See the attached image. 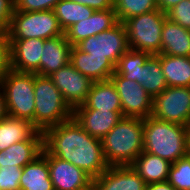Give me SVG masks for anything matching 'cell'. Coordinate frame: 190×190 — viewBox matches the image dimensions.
Wrapping results in <instances>:
<instances>
[{"label":"cell","mask_w":190,"mask_h":190,"mask_svg":"<svg viewBox=\"0 0 190 190\" xmlns=\"http://www.w3.org/2000/svg\"><path fill=\"white\" fill-rule=\"evenodd\" d=\"M43 147L53 156L84 170L93 179L110 166L105 160L102 140L90 136L74 117L47 128Z\"/></svg>","instance_id":"1"},{"label":"cell","mask_w":190,"mask_h":190,"mask_svg":"<svg viewBox=\"0 0 190 190\" xmlns=\"http://www.w3.org/2000/svg\"><path fill=\"white\" fill-rule=\"evenodd\" d=\"M189 131L188 126L149 116L143 119L144 152L174 163L188 154Z\"/></svg>","instance_id":"2"},{"label":"cell","mask_w":190,"mask_h":190,"mask_svg":"<svg viewBox=\"0 0 190 190\" xmlns=\"http://www.w3.org/2000/svg\"><path fill=\"white\" fill-rule=\"evenodd\" d=\"M109 166H131L144 151L143 119L123 117L102 139Z\"/></svg>","instance_id":"3"},{"label":"cell","mask_w":190,"mask_h":190,"mask_svg":"<svg viewBox=\"0 0 190 190\" xmlns=\"http://www.w3.org/2000/svg\"><path fill=\"white\" fill-rule=\"evenodd\" d=\"M34 95V127L38 131L44 132L73 117V110L49 76L35 74Z\"/></svg>","instance_id":"4"},{"label":"cell","mask_w":190,"mask_h":190,"mask_svg":"<svg viewBox=\"0 0 190 190\" xmlns=\"http://www.w3.org/2000/svg\"><path fill=\"white\" fill-rule=\"evenodd\" d=\"M35 73L10 69L1 82L4 91L7 115L28 120L34 126Z\"/></svg>","instance_id":"5"},{"label":"cell","mask_w":190,"mask_h":190,"mask_svg":"<svg viewBox=\"0 0 190 190\" xmlns=\"http://www.w3.org/2000/svg\"><path fill=\"white\" fill-rule=\"evenodd\" d=\"M166 13L160 9L144 13L123 22L129 49L158 55L161 51V33Z\"/></svg>","instance_id":"6"},{"label":"cell","mask_w":190,"mask_h":190,"mask_svg":"<svg viewBox=\"0 0 190 190\" xmlns=\"http://www.w3.org/2000/svg\"><path fill=\"white\" fill-rule=\"evenodd\" d=\"M9 39H50L64 35L53 10L22 12L14 10L7 32Z\"/></svg>","instance_id":"7"},{"label":"cell","mask_w":190,"mask_h":190,"mask_svg":"<svg viewBox=\"0 0 190 190\" xmlns=\"http://www.w3.org/2000/svg\"><path fill=\"white\" fill-rule=\"evenodd\" d=\"M76 47L88 53L89 57L110 60L116 65L120 57L129 50L125 25L118 22L111 29L82 40Z\"/></svg>","instance_id":"8"},{"label":"cell","mask_w":190,"mask_h":190,"mask_svg":"<svg viewBox=\"0 0 190 190\" xmlns=\"http://www.w3.org/2000/svg\"><path fill=\"white\" fill-rule=\"evenodd\" d=\"M151 116L190 127V87L168 86L153 98Z\"/></svg>","instance_id":"9"},{"label":"cell","mask_w":190,"mask_h":190,"mask_svg":"<svg viewBox=\"0 0 190 190\" xmlns=\"http://www.w3.org/2000/svg\"><path fill=\"white\" fill-rule=\"evenodd\" d=\"M110 80L119 94L123 117L145 119L151 116L153 99L140 83L119 74H113Z\"/></svg>","instance_id":"10"},{"label":"cell","mask_w":190,"mask_h":190,"mask_svg":"<svg viewBox=\"0 0 190 190\" xmlns=\"http://www.w3.org/2000/svg\"><path fill=\"white\" fill-rule=\"evenodd\" d=\"M72 110L85 103L93 81L70 63L49 76Z\"/></svg>","instance_id":"11"},{"label":"cell","mask_w":190,"mask_h":190,"mask_svg":"<svg viewBox=\"0 0 190 190\" xmlns=\"http://www.w3.org/2000/svg\"><path fill=\"white\" fill-rule=\"evenodd\" d=\"M48 165L54 190H92L94 179L72 163L48 152Z\"/></svg>","instance_id":"12"},{"label":"cell","mask_w":190,"mask_h":190,"mask_svg":"<svg viewBox=\"0 0 190 190\" xmlns=\"http://www.w3.org/2000/svg\"><path fill=\"white\" fill-rule=\"evenodd\" d=\"M9 41L11 69L38 74L45 39H9Z\"/></svg>","instance_id":"13"},{"label":"cell","mask_w":190,"mask_h":190,"mask_svg":"<svg viewBox=\"0 0 190 190\" xmlns=\"http://www.w3.org/2000/svg\"><path fill=\"white\" fill-rule=\"evenodd\" d=\"M117 23L118 19L113 9L97 10L89 18L73 24L64 34L71 46H76L82 40L109 30Z\"/></svg>","instance_id":"14"},{"label":"cell","mask_w":190,"mask_h":190,"mask_svg":"<svg viewBox=\"0 0 190 190\" xmlns=\"http://www.w3.org/2000/svg\"><path fill=\"white\" fill-rule=\"evenodd\" d=\"M146 187L132 166H110L93 180L92 190H146Z\"/></svg>","instance_id":"15"},{"label":"cell","mask_w":190,"mask_h":190,"mask_svg":"<svg viewBox=\"0 0 190 190\" xmlns=\"http://www.w3.org/2000/svg\"><path fill=\"white\" fill-rule=\"evenodd\" d=\"M73 117L92 137L102 140L123 118L122 111L74 109Z\"/></svg>","instance_id":"16"},{"label":"cell","mask_w":190,"mask_h":190,"mask_svg":"<svg viewBox=\"0 0 190 190\" xmlns=\"http://www.w3.org/2000/svg\"><path fill=\"white\" fill-rule=\"evenodd\" d=\"M71 44L65 34L54 38L45 39L40 60L41 76H50L60 68L70 63Z\"/></svg>","instance_id":"17"},{"label":"cell","mask_w":190,"mask_h":190,"mask_svg":"<svg viewBox=\"0 0 190 190\" xmlns=\"http://www.w3.org/2000/svg\"><path fill=\"white\" fill-rule=\"evenodd\" d=\"M43 150V132L36 131L27 141L14 143L0 151V166H20L32 162Z\"/></svg>","instance_id":"18"},{"label":"cell","mask_w":190,"mask_h":190,"mask_svg":"<svg viewBox=\"0 0 190 190\" xmlns=\"http://www.w3.org/2000/svg\"><path fill=\"white\" fill-rule=\"evenodd\" d=\"M70 64L93 82L110 80L115 72V64L112 61L89 57L88 53L76 46L71 48Z\"/></svg>","instance_id":"19"},{"label":"cell","mask_w":190,"mask_h":190,"mask_svg":"<svg viewBox=\"0 0 190 190\" xmlns=\"http://www.w3.org/2000/svg\"><path fill=\"white\" fill-rule=\"evenodd\" d=\"M20 190H54L49 176L48 151L42 153L22 168Z\"/></svg>","instance_id":"20"},{"label":"cell","mask_w":190,"mask_h":190,"mask_svg":"<svg viewBox=\"0 0 190 190\" xmlns=\"http://www.w3.org/2000/svg\"><path fill=\"white\" fill-rule=\"evenodd\" d=\"M75 109L122 111L119 94L111 80L93 82L85 103Z\"/></svg>","instance_id":"21"},{"label":"cell","mask_w":190,"mask_h":190,"mask_svg":"<svg viewBox=\"0 0 190 190\" xmlns=\"http://www.w3.org/2000/svg\"><path fill=\"white\" fill-rule=\"evenodd\" d=\"M160 53L190 57V30L166 18L161 33Z\"/></svg>","instance_id":"22"},{"label":"cell","mask_w":190,"mask_h":190,"mask_svg":"<svg viewBox=\"0 0 190 190\" xmlns=\"http://www.w3.org/2000/svg\"><path fill=\"white\" fill-rule=\"evenodd\" d=\"M171 164L159 156L143 151L131 166L148 185L166 182Z\"/></svg>","instance_id":"23"},{"label":"cell","mask_w":190,"mask_h":190,"mask_svg":"<svg viewBox=\"0 0 190 190\" xmlns=\"http://www.w3.org/2000/svg\"><path fill=\"white\" fill-rule=\"evenodd\" d=\"M168 86L190 87V57L158 54Z\"/></svg>","instance_id":"24"},{"label":"cell","mask_w":190,"mask_h":190,"mask_svg":"<svg viewBox=\"0 0 190 190\" xmlns=\"http://www.w3.org/2000/svg\"><path fill=\"white\" fill-rule=\"evenodd\" d=\"M36 131L30 121L7 115L0 121V151L14 143L27 141Z\"/></svg>","instance_id":"25"},{"label":"cell","mask_w":190,"mask_h":190,"mask_svg":"<svg viewBox=\"0 0 190 190\" xmlns=\"http://www.w3.org/2000/svg\"><path fill=\"white\" fill-rule=\"evenodd\" d=\"M136 82L142 85L152 99L168 87L158 55H151L144 66L139 68Z\"/></svg>","instance_id":"26"},{"label":"cell","mask_w":190,"mask_h":190,"mask_svg":"<svg viewBox=\"0 0 190 190\" xmlns=\"http://www.w3.org/2000/svg\"><path fill=\"white\" fill-rule=\"evenodd\" d=\"M55 16L58 18L59 25L65 32L73 24L89 18L95 10L76 2L60 0L53 9Z\"/></svg>","instance_id":"27"},{"label":"cell","mask_w":190,"mask_h":190,"mask_svg":"<svg viewBox=\"0 0 190 190\" xmlns=\"http://www.w3.org/2000/svg\"><path fill=\"white\" fill-rule=\"evenodd\" d=\"M150 56L151 54L148 52L129 49L118 60L113 74H119L125 79L136 81L139 68L144 66Z\"/></svg>","instance_id":"28"},{"label":"cell","mask_w":190,"mask_h":190,"mask_svg":"<svg viewBox=\"0 0 190 190\" xmlns=\"http://www.w3.org/2000/svg\"><path fill=\"white\" fill-rule=\"evenodd\" d=\"M158 9L157 0H114L113 10L118 22H124L144 13Z\"/></svg>","instance_id":"29"},{"label":"cell","mask_w":190,"mask_h":190,"mask_svg":"<svg viewBox=\"0 0 190 190\" xmlns=\"http://www.w3.org/2000/svg\"><path fill=\"white\" fill-rule=\"evenodd\" d=\"M176 190H190V156L171 164L167 180Z\"/></svg>","instance_id":"30"},{"label":"cell","mask_w":190,"mask_h":190,"mask_svg":"<svg viewBox=\"0 0 190 190\" xmlns=\"http://www.w3.org/2000/svg\"><path fill=\"white\" fill-rule=\"evenodd\" d=\"M20 166H0V190H20Z\"/></svg>","instance_id":"31"},{"label":"cell","mask_w":190,"mask_h":190,"mask_svg":"<svg viewBox=\"0 0 190 190\" xmlns=\"http://www.w3.org/2000/svg\"><path fill=\"white\" fill-rule=\"evenodd\" d=\"M166 17L190 30V0H182L166 12Z\"/></svg>","instance_id":"32"},{"label":"cell","mask_w":190,"mask_h":190,"mask_svg":"<svg viewBox=\"0 0 190 190\" xmlns=\"http://www.w3.org/2000/svg\"><path fill=\"white\" fill-rule=\"evenodd\" d=\"M60 0H15V10L36 12L53 10Z\"/></svg>","instance_id":"33"},{"label":"cell","mask_w":190,"mask_h":190,"mask_svg":"<svg viewBox=\"0 0 190 190\" xmlns=\"http://www.w3.org/2000/svg\"><path fill=\"white\" fill-rule=\"evenodd\" d=\"M11 69L10 41L7 33L0 34V84Z\"/></svg>","instance_id":"34"},{"label":"cell","mask_w":190,"mask_h":190,"mask_svg":"<svg viewBox=\"0 0 190 190\" xmlns=\"http://www.w3.org/2000/svg\"><path fill=\"white\" fill-rule=\"evenodd\" d=\"M14 10L15 0H0V34L8 32Z\"/></svg>","instance_id":"35"},{"label":"cell","mask_w":190,"mask_h":190,"mask_svg":"<svg viewBox=\"0 0 190 190\" xmlns=\"http://www.w3.org/2000/svg\"><path fill=\"white\" fill-rule=\"evenodd\" d=\"M67 1L86 5L97 11V10L113 9L114 0H67Z\"/></svg>","instance_id":"36"},{"label":"cell","mask_w":190,"mask_h":190,"mask_svg":"<svg viewBox=\"0 0 190 190\" xmlns=\"http://www.w3.org/2000/svg\"><path fill=\"white\" fill-rule=\"evenodd\" d=\"M182 0H157L158 9L166 13Z\"/></svg>","instance_id":"37"},{"label":"cell","mask_w":190,"mask_h":190,"mask_svg":"<svg viewBox=\"0 0 190 190\" xmlns=\"http://www.w3.org/2000/svg\"><path fill=\"white\" fill-rule=\"evenodd\" d=\"M146 190H176L168 181L148 184Z\"/></svg>","instance_id":"38"},{"label":"cell","mask_w":190,"mask_h":190,"mask_svg":"<svg viewBox=\"0 0 190 190\" xmlns=\"http://www.w3.org/2000/svg\"><path fill=\"white\" fill-rule=\"evenodd\" d=\"M6 116H7V110H6L4 91L0 84V121L3 120Z\"/></svg>","instance_id":"39"},{"label":"cell","mask_w":190,"mask_h":190,"mask_svg":"<svg viewBox=\"0 0 190 190\" xmlns=\"http://www.w3.org/2000/svg\"><path fill=\"white\" fill-rule=\"evenodd\" d=\"M188 155L190 156V131H189V138H188Z\"/></svg>","instance_id":"40"}]
</instances>
